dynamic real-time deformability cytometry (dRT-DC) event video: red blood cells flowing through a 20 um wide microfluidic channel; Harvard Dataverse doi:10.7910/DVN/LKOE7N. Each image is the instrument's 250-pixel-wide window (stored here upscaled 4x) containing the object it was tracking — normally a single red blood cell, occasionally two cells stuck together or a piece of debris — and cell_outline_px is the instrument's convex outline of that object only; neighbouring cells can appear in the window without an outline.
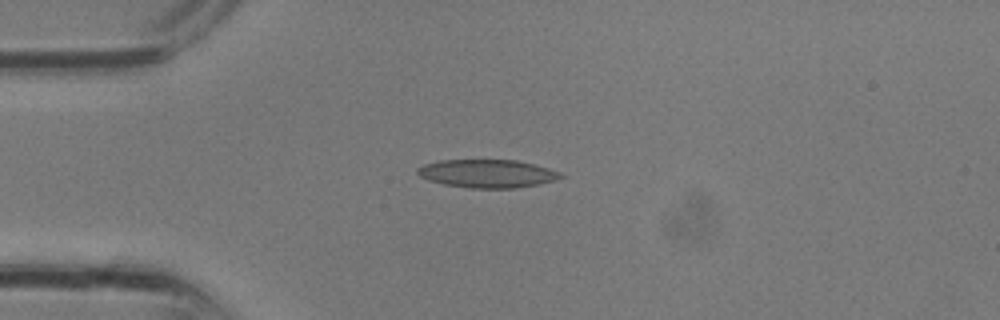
{"species": "common noctule bat (a hibernating species)", "species_latin": "Nyctalus noctula", "temperature_condition": "room temperature", "stored_images_in_passage": 18, "camera_frame_rate_fps": 3000, "um_per_image_px": 0.085, "animal": {"sex": "male", "body_mass_g": 13.3}, "frame": {"image": 1, "passage_image": 7, "time_ms": 2.0, "image_size_px": [1000, 320], "cell_outline_px": [[564, 176], [556, 180], [516, 188], [468, 188], [444, 184], [428, 180], [420, 176], [416, 172], [416, 168], [424, 164], [440, 160], [516, 160], [548, 168], [560, 172]], "centroid_in_image_um": [41.38, 14.75], "position_along_channel_um": 43.6, "area_um2": 23.41}}
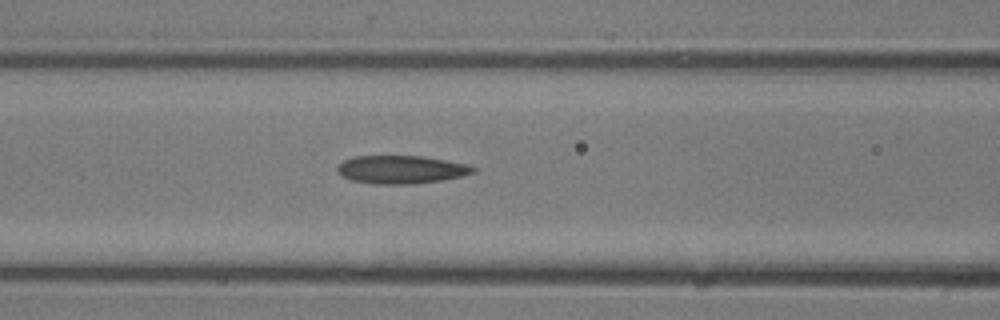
{"frame": {"image": 2, "passage_image": 12, "time_ms": 3.667, "image_size_px": [1000, 320], "cell_outline_px": [[476, 172], [460, 176], [440, 180], [412, 184], [376, 184], [352, 180], [340, 176], [336, 172], [336, 168], [344, 160], [352, 156], [420, 156], [468, 164], [476, 168]], "centroid_in_image_um": [34.06, 14.41], "position_along_channel_um": 132.5, "area_um2": 22.2}}
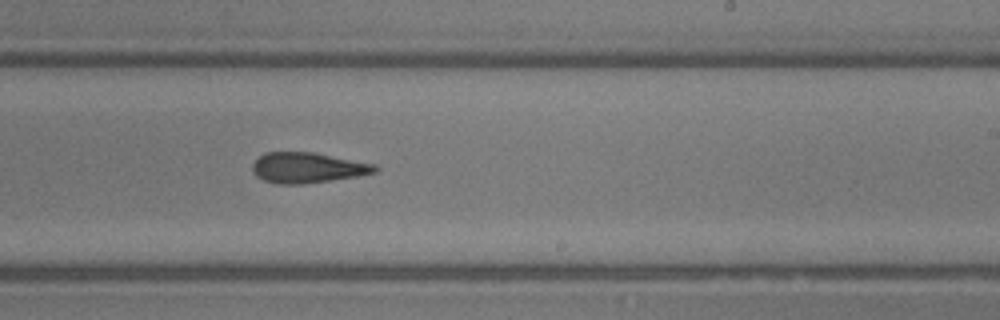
{"frame": {"image": 3, "passage_image": 18, "time_ms": 5.667, "image_size_px": [1000, 320], "cell_outline_px": [[380, 168], [376, 172], [360, 176], [304, 184], [276, 184], [264, 180], [256, 176], [252, 168], [252, 164], [264, 152], [312, 152], [376, 164]], "centroid_in_image_um": [26.17, 14.26], "position_along_channel_um": 262.8, "area_um2": 21.85}}